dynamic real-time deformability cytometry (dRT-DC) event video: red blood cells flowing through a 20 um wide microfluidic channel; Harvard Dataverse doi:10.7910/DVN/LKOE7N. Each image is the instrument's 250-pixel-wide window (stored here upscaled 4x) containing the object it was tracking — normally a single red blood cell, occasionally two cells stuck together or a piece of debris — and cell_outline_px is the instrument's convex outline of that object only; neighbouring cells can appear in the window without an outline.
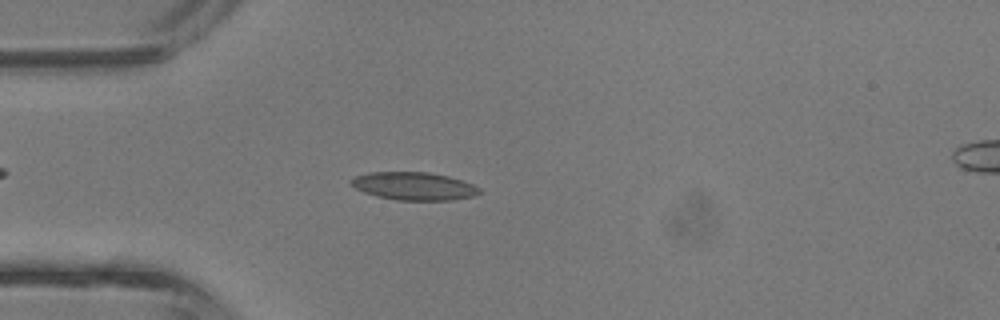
{"species": "common noctule bat (a hibernating species)", "species_latin": "Nyctalus noctula", "temperature_condition": "room temperature", "stored_images_in_passage": 37, "camera_frame_rate_fps": 3000, "um_per_image_px": 0.085, "animal": {"sex": "male", "body_mass_g": 13.3}, "frame": {"image": 1, "passage_image": 7, "time_ms": 2.0, "image_size_px": [1000, 320], "cell_outline_px": [[480, 192], [472, 196], [452, 200], [396, 200], [376, 196], [364, 192], [356, 188], [352, 184], [352, 180], [356, 176], [368, 172], [428, 172], [448, 176], [472, 184], [480, 188]], "centroid_in_image_um": [35.18, 15.82], "position_along_channel_um": 49.8, "area_um2": 20.63}}
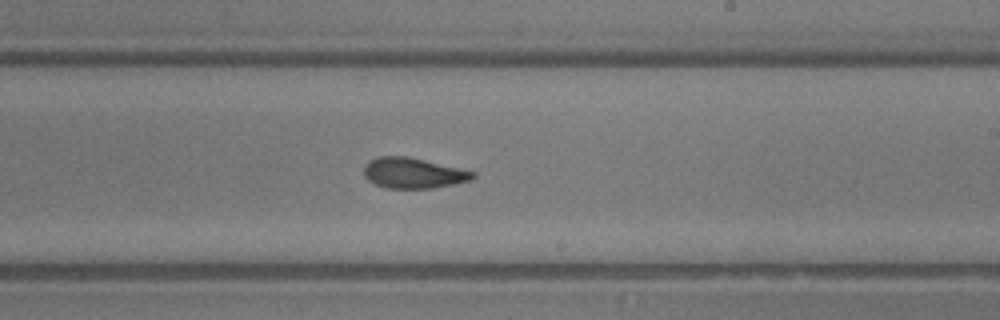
{"frame": {"image": 2, "passage_image": 20, "time_ms": 6.333, "image_size_px": [1000, 320], "cell_outline_px": [[476, 176], [472, 180], [432, 188], [384, 188], [368, 180], [364, 176], [364, 168], [368, 160], [376, 156], [408, 156], [476, 172]], "centroid_in_image_um": [35.11, 14.7], "position_along_channel_um": 253.9, "area_um2": 19.42}}
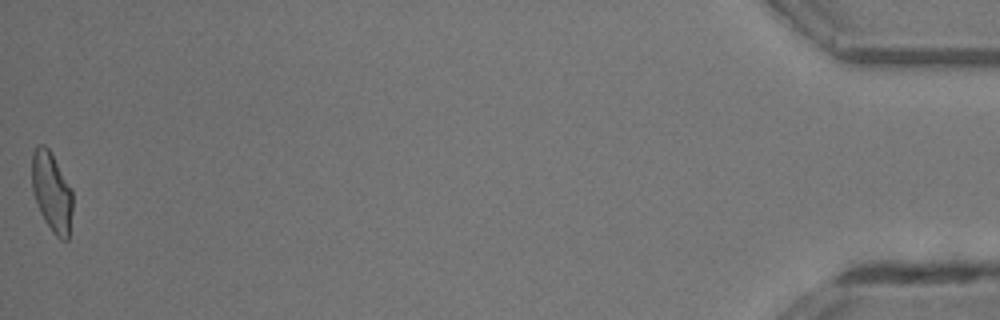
{"frame": {"image": 3, "passage_image": 37, "time_ms": 12.0, "image_size_px": [1000, 320], "cell_outline_px": [[72, 212], [68, 240], [60, 240], [52, 232], [44, 220], [40, 212], [32, 188], [32, 152], [36, 144], [44, 144], [48, 148], [72, 188]], "centroid_in_image_um": [4.4, 16.32], "position_along_channel_um": 430.8, "area_um2": 18.96}, "authors_computed_cell_mechanics": {"area_um2": 19.4786, "velocity_mm_per_s": 4.9656, "shape_relaxation_time_tau1_ms": 2.8714, "shape_relaxation_time_tau2_ms": 1.4042, "deformation_change_tau1": 0.1411, "deformation_change_tau2": 0.0899}}